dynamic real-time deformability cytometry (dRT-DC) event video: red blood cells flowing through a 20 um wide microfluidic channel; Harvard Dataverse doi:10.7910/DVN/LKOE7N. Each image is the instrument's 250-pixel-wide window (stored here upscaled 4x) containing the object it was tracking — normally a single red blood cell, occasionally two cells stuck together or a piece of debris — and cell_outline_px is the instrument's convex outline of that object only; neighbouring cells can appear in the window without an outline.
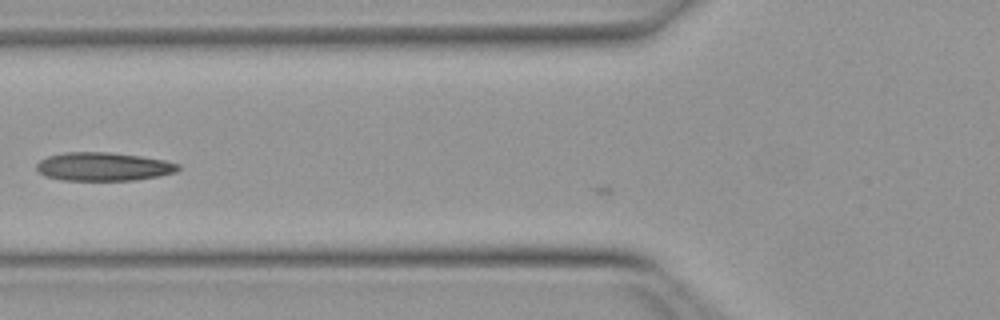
{"species": "Egyptian fruit bat (a non-hibernating species)", "species_latin": "Rousettus aegyptiacus", "temperature_condition": "warm", "stored_images_in_passage": 8, "camera_frame_rate_fps": 3000, "um_per_image_px": 0.085, "animal": {"sex": "female"}, "frame": {"image": 1, "passage_image": 7, "time_ms": 2.0, "image_size_px": [1000, 320], "cell_outline_px": [[180, 168], [176, 172], [160, 176], [136, 180], [64, 180], [44, 176], [36, 168], [36, 164], [40, 160], [48, 156], [64, 152], [108, 152], [140, 156], [164, 160], [180, 164]], "centroid_in_image_um": [8.8, 14.16], "position_along_channel_um": 117.0, "area_um2": 23.52}}